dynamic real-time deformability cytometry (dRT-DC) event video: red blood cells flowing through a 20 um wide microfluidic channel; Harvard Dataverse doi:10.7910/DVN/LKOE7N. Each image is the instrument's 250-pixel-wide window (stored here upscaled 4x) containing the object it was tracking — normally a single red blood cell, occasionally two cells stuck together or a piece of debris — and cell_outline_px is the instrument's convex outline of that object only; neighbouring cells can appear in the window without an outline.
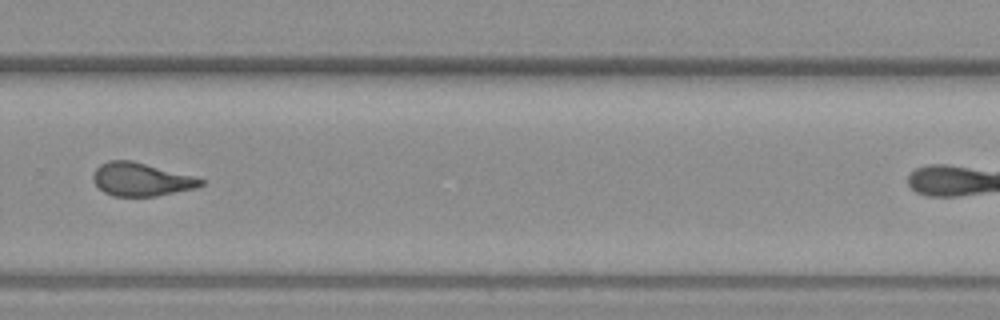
{"species": "common noctule bat (a hibernating species)", "species_latin": "Nyctalus noctula", "temperature_condition": "warm", "stored_images_in_passage": 39, "camera_frame_rate_fps": 3000, "um_per_image_px": 0.085, "animal": {"sex": "female", "body_mass_g": 19.3, "forearm_length_mm": 54.1}, "frame": {"image": 1, "passage_image": 27, "time_ms": 8.667, "image_size_px": [1000, 320], "cell_outline_px": [[204, 184], [196, 188], [156, 196], [112, 196], [104, 192], [92, 180], [92, 172], [100, 164], [108, 160], [132, 160], [192, 176], [204, 180]], "centroid_in_image_um": [11.95, 15.25], "position_along_channel_um": 317.8, "area_um2": 20.81}, "authors_computed_cell_mechanics": {"area_um2": 20.808, "velocity_mm_per_s": 4.0495, "shape_relaxation_time_tau1_ms": null, "shape_relaxation_time_tau2_ms": 2.2554, "deformation_change_tau1": null, "deformation_change_tau2": 0.1127}}